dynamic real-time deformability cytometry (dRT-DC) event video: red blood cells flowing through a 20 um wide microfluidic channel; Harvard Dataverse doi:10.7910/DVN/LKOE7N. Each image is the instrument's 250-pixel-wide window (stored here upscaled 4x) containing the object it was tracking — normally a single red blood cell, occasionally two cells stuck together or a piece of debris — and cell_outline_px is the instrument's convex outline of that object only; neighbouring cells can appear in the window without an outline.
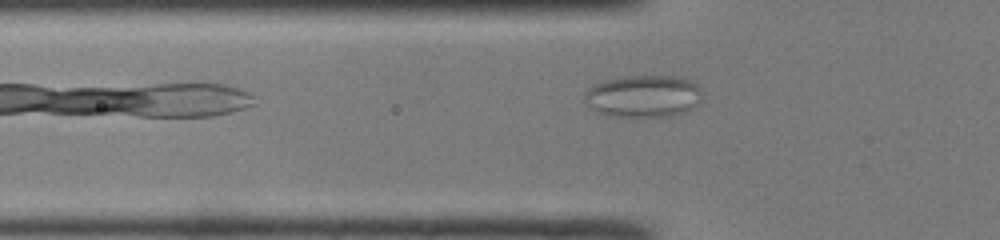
{"species": "common noctule bat (a hibernating species)", "species_latin": "Nyctalus noctula", "temperature_condition": "room temperature", "stored_images_in_passage": 35, "camera_frame_rate_fps": 3000, "um_per_image_px": 0.085, "animal": {"sex": "male", "body_mass_g": 19.0, "forearm_length_mm": 50.8}, "frame": {"image": 1, "passage_image": 2, "time_ms": 0.333, "image_size_px": [1000, 240], "cell_outline_px": [[700, 96], [696, 104], [684, 112], [668, 116], [612, 116], [600, 112], [592, 108], [584, 100], [584, 92], [592, 84], [604, 80], [624, 76], [672, 76], [688, 80], [696, 84], [700, 88]], "centroid_in_image_um": [54.63, 8.16], "position_along_channel_um": 71.2, "area_um2": 28.55}}
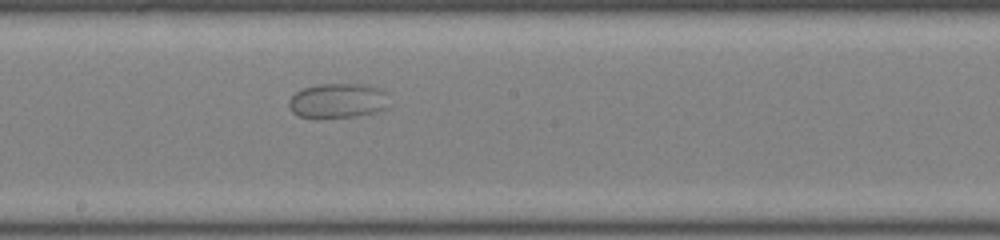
{"frame": {"image": 2, "passage_image": 13, "time_ms": 4.0, "image_size_px": [1000, 240], "cell_outline_px": [[388, 108], [380, 112], [356, 116], [316, 120], [300, 116], [292, 112], [288, 104], [288, 100], [296, 92], [304, 88], [320, 84], [356, 84], [376, 88], [384, 92]], "centroid_in_image_um": [28.66, 8.61], "position_along_channel_um": 219.5, "area_um2": 20.52}}
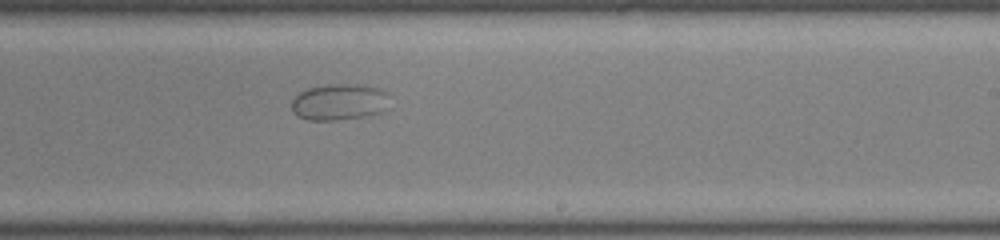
{"frame": {"image": 3, "passage_image": 16, "time_ms": 5.0, "image_size_px": [1000, 240], "cell_outline_px": [[388, 92], [380, 112], [364, 116], [336, 120], [308, 120], [296, 116], [292, 112], [292, 100], [300, 92], [308, 88], [324, 84], [364, 84], [384, 88]], "centroid_in_image_um": [28.78, 8.64], "position_along_channel_um": 260.2, "area_um2": 20.75}}